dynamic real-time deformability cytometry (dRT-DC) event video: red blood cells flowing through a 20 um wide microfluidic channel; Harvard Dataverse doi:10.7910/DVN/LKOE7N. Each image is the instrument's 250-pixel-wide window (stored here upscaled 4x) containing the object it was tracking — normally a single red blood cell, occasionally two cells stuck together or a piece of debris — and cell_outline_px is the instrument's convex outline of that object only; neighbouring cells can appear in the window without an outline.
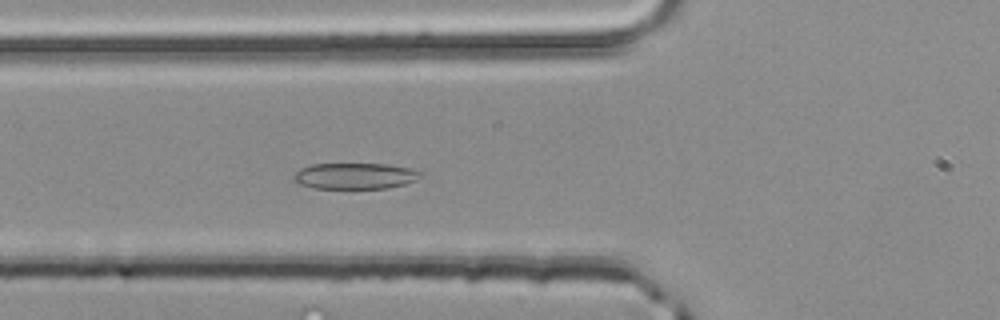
{"species": "common noctule bat (a hibernating species)", "species_latin": "Nyctalus noctula", "temperature_condition": "room temperature", "stored_images_in_passage": 39, "camera_frame_rate_fps": 3000, "um_per_image_px": 0.085, "animal": {"sex": "male", "body_mass_g": 20.4}, "frame": {"image": 1, "passage_image": 7, "time_ms": 2.0, "image_size_px": [1000, 320], "cell_outline_px": [[424, 172], [416, 180], [404, 184], [388, 188], [312, 188], [300, 184], [292, 180], [292, 176], [300, 168], [312, 164], [388, 164], [412, 168]], "centroid_in_image_um": [30.18, 14.95], "position_along_channel_um": 95.6, "area_um2": 19.42}}
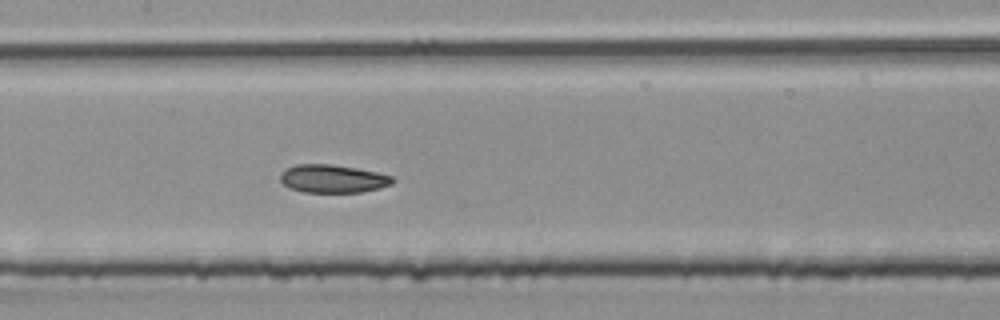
{"frame": {"image": 2, "passage_image": 13, "time_ms": 4.0, "image_size_px": [1000, 320], "cell_outline_px": [[396, 180], [392, 184], [380, 188], [360, 192], [304, 192], [288, 188], [280, 180], [280, 172], [296, 164], [332, 164], [356, 168], [376, 172], [392, 176]], "centroid_in_image_um": [28.28, 15.19], "position_along_channel_um": 179.1, "area_um2": 18.44}}
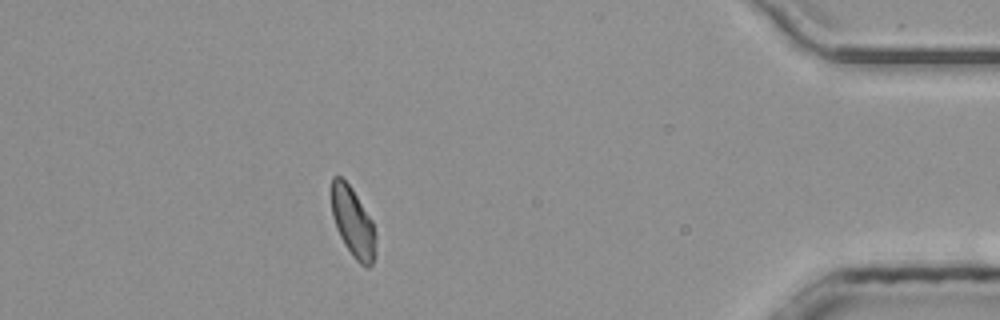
{"frame": {"image": 3, "passage_image": 33, "time_ms": 10.667, "image_size_px": [1000, 320], "cell_outline_px": [[376, 256], [372, 264], [368, 268], [364, 268], [352, 256], [344, 244], [336, 228], [332, 216], [332, 176], [340, 176], [352, 188], [372, 220], [376, 236]], "centroid_in_image_um": [30.02, 18.95], "position_along_channel_um": 405.2, "area_um2": 18.15}, "authors_computed_cell_mechanics": {"area_um2": 18.6694, "velocity_mm_per_s": 4.1479, "shape_relaxation_time_tau1_ms": 2.4847, "shape_relaxation_time_tau2_ms": 2.834, "deformation_change_tau1": 0.0995, "deformation_change_tau2": 0.0522}}